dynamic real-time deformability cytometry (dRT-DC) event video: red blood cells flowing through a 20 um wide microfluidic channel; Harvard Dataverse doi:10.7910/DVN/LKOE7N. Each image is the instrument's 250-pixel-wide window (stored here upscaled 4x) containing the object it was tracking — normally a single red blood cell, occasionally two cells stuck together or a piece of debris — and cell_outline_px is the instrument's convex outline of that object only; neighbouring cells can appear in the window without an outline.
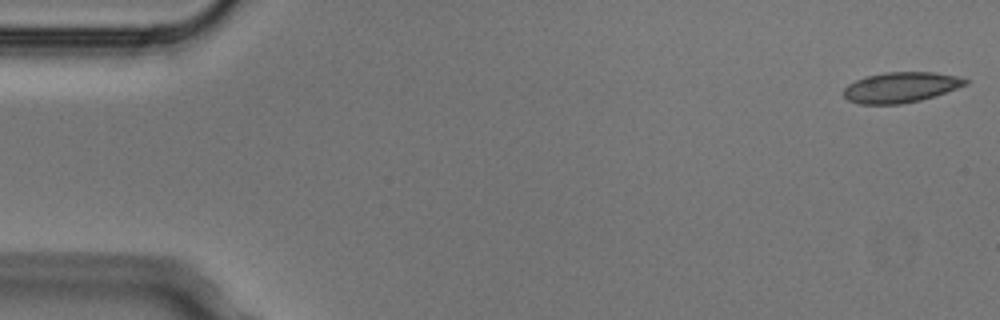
{"species": "Egyptian fruit bat (a non-hibernating species)", "species_latin": "Rousettus aegyptiacus", "temperature_condition": "cold", "stored_images_in_passage": 5, "camera_frame_rate_fps": 3000, "um_per_image_px": 0.085, "animal": {"sex": "male"}, "frame": {"image": 1, "passage_image": 1, "time_ms": 0.0, "image_size_px": [1000, 320], "cell_outline_px": [[972, 80], [968, 84], [920, 100], [900, 104], [860, 104], [848, 100], [844, 96], [844, 88], [848, 84], [864, 76], [884, 72], [932, 72], [956, 76]], "centroid_in_image_um": [76.55, 7.41], "position_along_channel_um": 8.5, "area_um2": 21.5}}